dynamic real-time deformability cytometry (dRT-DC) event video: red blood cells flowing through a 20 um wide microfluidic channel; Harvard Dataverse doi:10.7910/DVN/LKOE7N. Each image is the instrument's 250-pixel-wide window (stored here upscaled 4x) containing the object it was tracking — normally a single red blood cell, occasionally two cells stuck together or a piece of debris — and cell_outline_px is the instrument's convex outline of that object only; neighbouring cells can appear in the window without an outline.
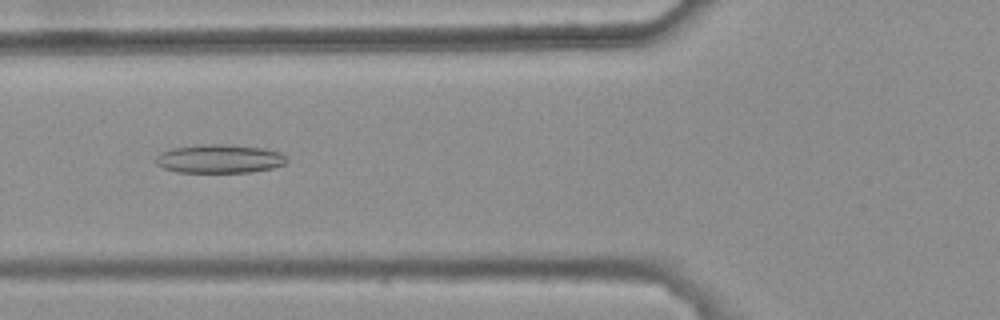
{"species": "common noctule bat (a hibernating species)", "species_latin": "Nyctalus noctula", "temperature_condition": "warm", "stored_images_in_passage": 47, "camera_frame_rate_fps": 3000, "um_per_image_px": 0.085, "animal": {"sex": "female", "body_mass_g": 25.1}, "frame": {"image": 1, "passage_image": 20, "time_ms": 6.333, "image_size_px": [1000, 320], "cell_outline_px": [[288, 160], [284, 164], [272, 168], [248, 172], [176, 172], [164, 168], [156, 164], [156, 156], [160, 152], [172, 148], [200, 144], [228, 144], [264, 148], [280, 152]], "centroid_in_image_um": [18.63, 13.49], "position_along_channel_um": 107.2, "area_um2": 21.91}}
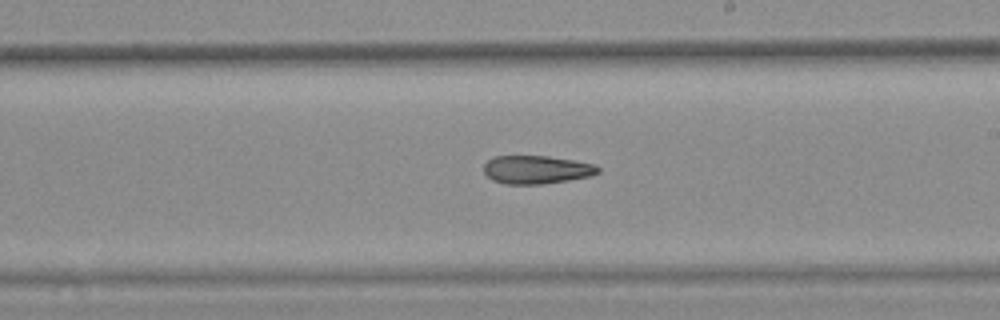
{"frame": {"image": 2, "passage_image": 31, "time_ms": 10.0, "image_size_px": [1000, 320], "cell_outline_px": [[600, 172], [592, 176], [544, 184], [504, 184], [492, 180], [484, 172], [484, 164], [488, 160], [496, 156], [548, 156], [596, 164], [600, 168]], "centroid_in_image_um": [45.63, 14.42], "position_along_channel_um": 243.4, "area_um2": 18.9}}
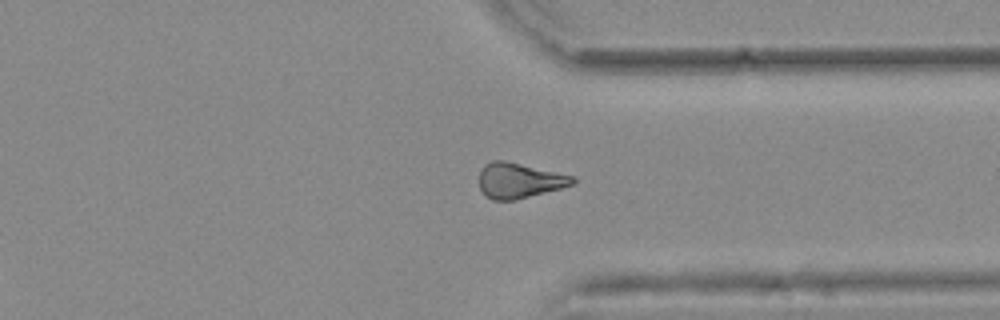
{"frame": {"image": 3, "passage_image": 41, "time_ms": 13.333, "image_size_px": [1000, 320], "cell_outline_px": [[576, 180], [572, 184], [560, 188], [516, 200], [492, 200], [480, 188], [480, 168], [484, 164], [492, 160], [504, 160], [576, 176]], "centroid_in_image_um": [44.13, 15.33], "position_along_channel_um": 367.3, "area_um2": 19.13}, "authors_computed_cell_mechanics": {"area_um2": 19.941, "velocity_mm_per_s": 3.7159, "shape_relaxation_time_tau1_ms": null, "shape_relaxation_time_tau2_ms": 5.272, "deformation_change_tau1": null, "deformation_change_tau2": 0.1573}}